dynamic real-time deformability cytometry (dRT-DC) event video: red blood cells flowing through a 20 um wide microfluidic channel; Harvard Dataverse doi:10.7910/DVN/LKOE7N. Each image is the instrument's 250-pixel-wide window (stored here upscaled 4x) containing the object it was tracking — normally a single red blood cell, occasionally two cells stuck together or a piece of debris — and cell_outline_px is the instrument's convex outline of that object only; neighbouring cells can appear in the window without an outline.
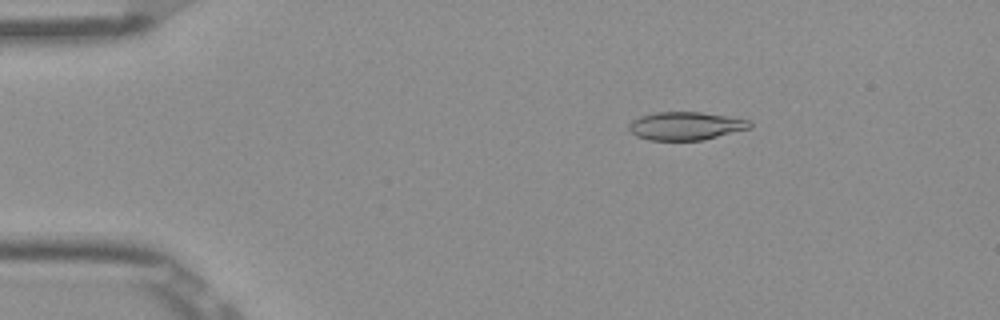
{"species": "Egyptian fruit bat (a non-hibernating species)", "species_latin": "Rousettus aegyptiacus", "temperature_condition": "room temperature", "stored_images_in_passage": 52, "camera_frame_rate_fps": 3000, "um_per_image_px": 0.085, "frame": {"image": 1, "passage_image": 9, "time_ms": 2.667, "image_size_px": [1000, 320], "cell_outline_px": [[752, 128], [704, 140], [648, 140], [636, 136], [628, 128], [628, 124], [632, 120], [640, 116], [656, 112], [700, 112], [752, 120]], "centroid_in_image_um": [58.31, 10.71], "position_along_channel_um": 26.7, "area_um2": 20.0}}
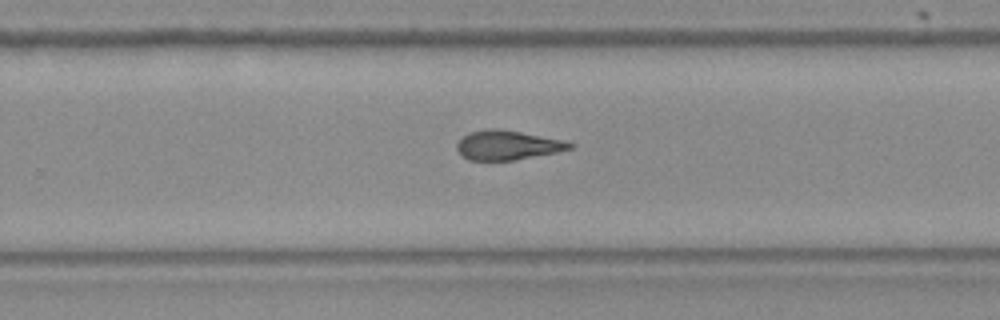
{"frame": {"image": 2, "passage_image": 34, "time_ms": 11.0, "image_size_px": [1000, 320], "cell_outline_px": [[576, 144], [572, 148], [556, 152], [516, 160], [468, 160], [456, 148], [456, 144], [468, 132], [488, 128], [496, 128], [520, 132], [564, 140]], "centroid_in_image_um": [43.15, 12.33], "position_along_channel_um": 286.7, "area_um2": 19.25}}
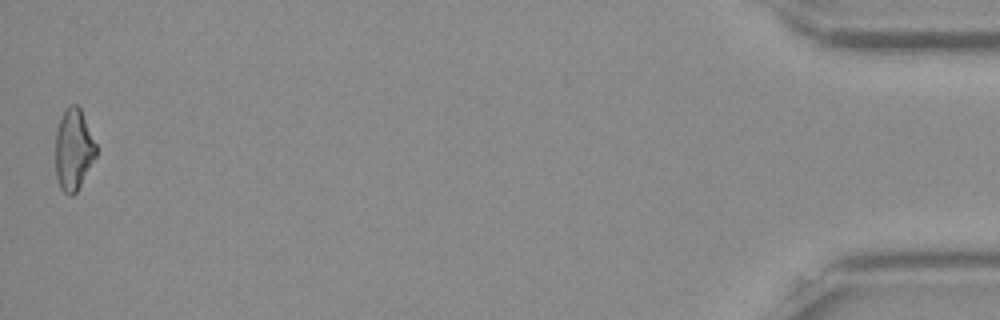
{"frame": {"image": 3, "passage_image": 52, "time_ms": 17.0, "image_size_px": [1000, 320], "cell_outline_px": [[96, 156], [76, 192], [72, 196], [68, 196], [60, 188], [56, 176], [56, 132], [60, 120], [64, 112], [72, 104], [76, 104], [80, 108], [96, 144]], "centroid_in_image_um": [6.25, 12.75], "position_along_channel_um": 429.0, "area_um2": 18.9}, "authors_computed_cell_mechanics": {"area_um2": 19.7387, "velocity_mm_per_s": 3.9095, "shape_relaxation_time_tau1_ms": null, "shape_relaxation_time_tau2_ms": 4.5095, "deformation_change_tau1": null, "deformation_change_tau2": 0.1405}}